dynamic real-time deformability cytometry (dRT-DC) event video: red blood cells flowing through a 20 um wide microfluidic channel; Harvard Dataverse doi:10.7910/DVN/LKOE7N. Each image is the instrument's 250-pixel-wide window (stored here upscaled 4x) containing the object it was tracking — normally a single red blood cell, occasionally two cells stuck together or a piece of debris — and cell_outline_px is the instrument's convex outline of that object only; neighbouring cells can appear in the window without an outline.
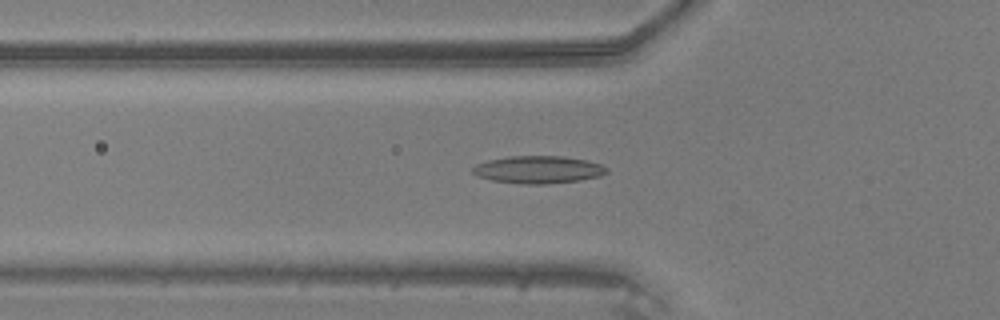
{"species": "common noctule bat (a hibernating species)", "species_latin": "Nyctalus noctula", "temperature_condition": "warm", "stored_images_in_passage": 39, "camera_frame_rate_fps": 3000, "um_per_image_px": 0.085, "animal": {"sex": "male", "body_mass_g": 20.5, "forearm_length_mm": 52.5}, "frame": {"image": 1, "passage_image": 10, "time_ms": 3.0, "image_size_px": [1000, 320], "cell_outline_px": [[608, 172], [600, 176], [580, 180], [548, 184], [524, 184], [492, 180], [476, 176], [472, 172], [472, 168], [476, 164], [488, 160], [512, 156], [560, 156], [584, 160], [600, 164], [608, 168]], "centroid_in_image_um": [45.74, 14.42], "position_along_channel_um": 80.1, "area_um2": 21.39}}
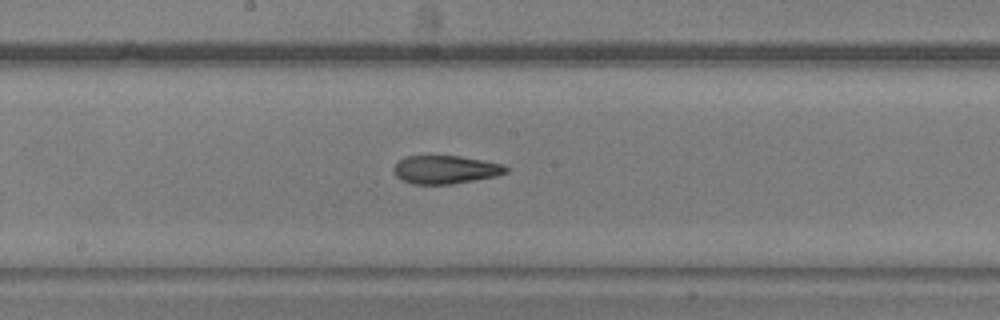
{"frame": {"image": 2, "passage_image": 19, "time_ms": 6.0, "image_size_px": [1000, 320], "cell_outline_px": [[508, 172], [496, 176], [452, 184], [412, 184], [400, 180], [396, 176], [392, 168], [396, 160], [408, 156], [460, 156], [504, 164], [508, 168]], "centroid_in_image_um": [37.83, 14.42], "position_along_channel_um": 210.4, "area_um2": 18.67}}
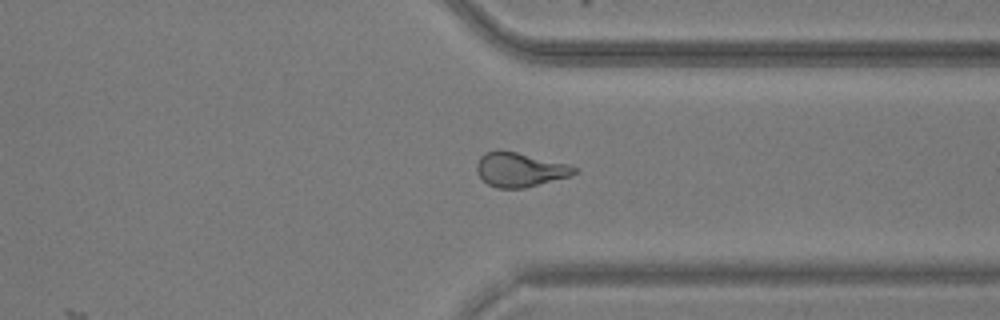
{"frame": {"image": 3, "passage_image": 30, "time_ms": 9.667, "image_size_px": [1000, 320], "cell_outline_px": [[580, 172], [568, 176], [524, 188], [496, 188], [488, 184], [476, 172], [476, 164], [480, 156], [484, 152], [496, 148], [500, 148], [568, 164], [576, 168]], "centroid_in_image_um": [44.13, 14.39], "position_along_channel_um": 367.3, "area_um2": 19.65}}